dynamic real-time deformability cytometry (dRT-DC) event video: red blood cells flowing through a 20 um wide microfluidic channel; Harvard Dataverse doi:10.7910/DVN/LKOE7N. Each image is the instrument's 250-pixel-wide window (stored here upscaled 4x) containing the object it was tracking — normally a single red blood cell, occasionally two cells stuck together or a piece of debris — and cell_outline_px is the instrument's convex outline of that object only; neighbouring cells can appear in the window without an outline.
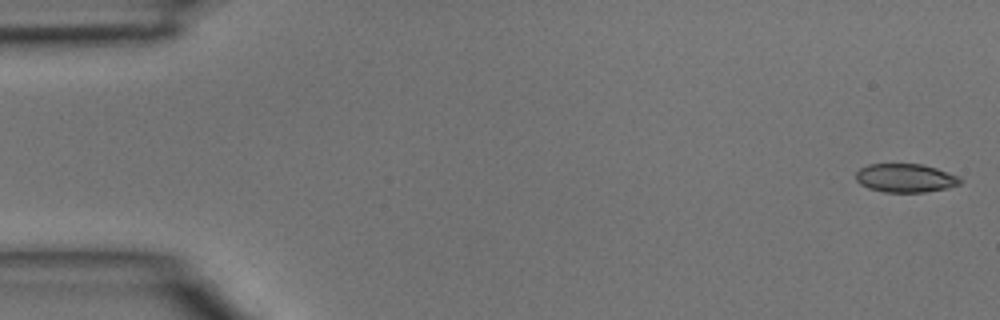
{"species": "common noctule bat (a hibernating species)", "species_latin": "Nyctalus noctula", "temperature_condition": "room temperature", "stored_images_in_passage": 5, "camera_frame_rate_fps": 3000, "um_per_image_px": 0.085, "animal": {"sex": "male", "body_mass_g": 15.6}, "frame": {"image": 1, "passage_image": 1, "time_ms": 0.0, "image_size_px": [1000, 320], "cell_outline_px": [[964, 180], [960, 184], [948, 188], [924, 192], [884, 192], [868, 188], [860, 184], [856, 180], [856, 172], [860, 168], [868, 164], [920, 164], [936, 168], [960, 176]], "centroid_in_image_um": [76.98, 15.13], "position_along_channel_um": 8.0, "area_um2": 17.51}}
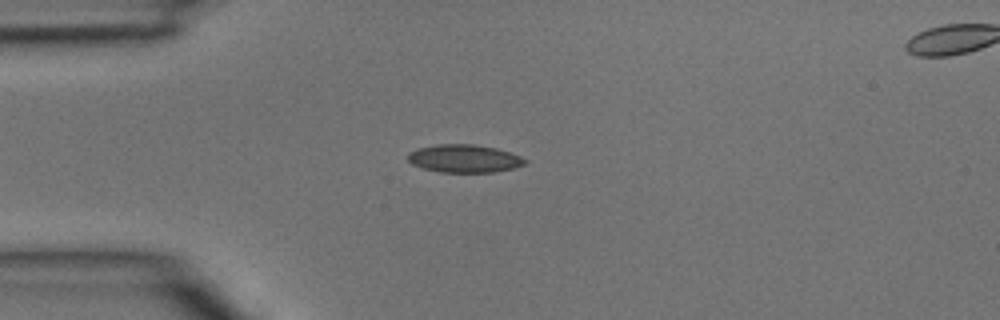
{"frame": {"image": 2, "passage_image": 4, "time_ms": 1.0, "image_size_px": [1000, 320], "cell_outline_px": [[528, 160], [524, 164], [512, 168], [492, 172], [440, 172], [424, 168], [412, 164], [408, 160], [408, 152], [416, 148], [440, 144], [472, 144], [496, 148], [520, 156]], "centroid_in_image_um": [39.43, 13.47], "position_along_channel_um": 45.6, "area_um2": 18.9}}